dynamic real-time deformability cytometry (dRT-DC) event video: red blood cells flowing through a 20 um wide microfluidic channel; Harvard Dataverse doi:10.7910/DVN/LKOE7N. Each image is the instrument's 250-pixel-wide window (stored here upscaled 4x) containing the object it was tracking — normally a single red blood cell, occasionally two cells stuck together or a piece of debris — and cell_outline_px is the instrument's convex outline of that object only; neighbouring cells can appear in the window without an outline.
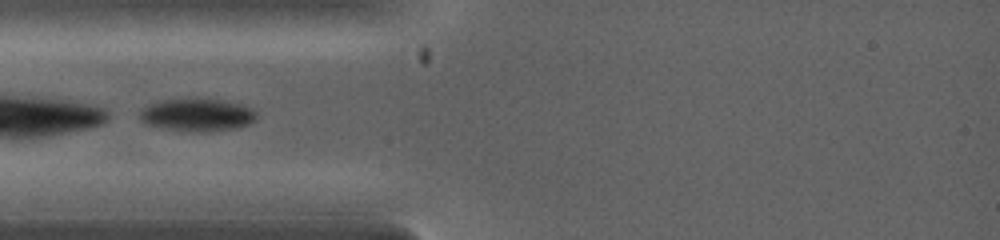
{"species": "common noctule bat (a hibernating species)", "species_latin": "Nyctalus noctula", "temperature_condition": "warm", "stored_images_in_passage": 2, "camera_frame_rate_fps": 5000, "um_per_image_px": 0.085, "animal": {"sex": "female", "body_mass_g": 19.0, "forearm_length_mm": 53.3}, "frame": {"image": 1, "passage_image": 1, "time_ms": 0.0, "image_size_px": [1000, 240], "cell_outline_px": [[256, 120], [240, 128], [208, 132], [196, 132], [164, 128], [148, 124], [140, 120], [140, 108], [148, 104], [160, 100], [220, 100], [240, 104], [252, 108], [256, 112]], "centroid_in_image_um": [16.77, 9.79], "position_along_channel_um": 68.2, "area_um2": 22.08}}
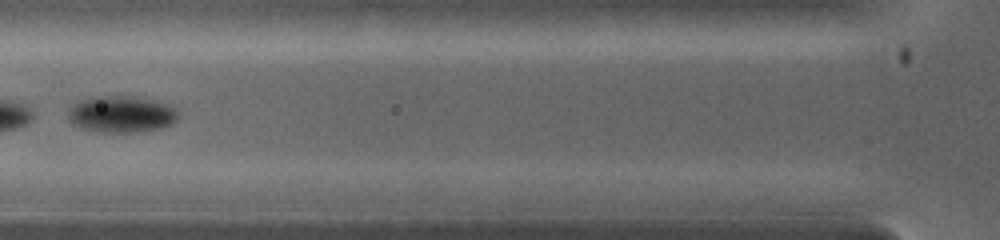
{"frame": {"image": 2, "passage_image": 2, "time_ms": 0.8, "image_size_px": [1000, 240], "cell_outline_px": [[180, 116], [172, 124], [160, 128], [136, 132], [100, 132], [80, 128], [72, 124], [68, 120], [68, 112], [80, 100], [96, 96], [124, 96], [148, 100], [164, 104], [176, 108], [180, 112]], "centroid_in_image_um": [10.31, 9.73], "position_along_channel_um": 115.5, "area_um2": 23.24}}